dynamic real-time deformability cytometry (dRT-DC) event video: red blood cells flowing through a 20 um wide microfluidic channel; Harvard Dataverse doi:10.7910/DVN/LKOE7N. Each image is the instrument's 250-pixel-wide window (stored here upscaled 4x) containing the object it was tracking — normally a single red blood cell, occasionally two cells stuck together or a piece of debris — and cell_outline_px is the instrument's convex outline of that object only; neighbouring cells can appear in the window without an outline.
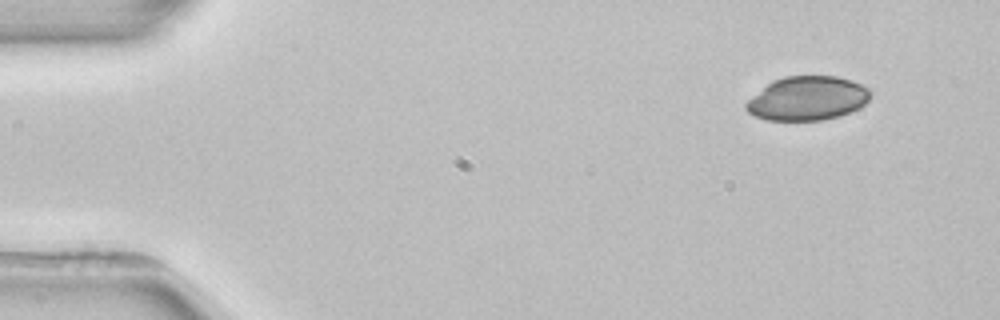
{"species": "common noctule bat (a hibernating species)", "species_latin": "Nyctalus noctula", "temperature_condition": "room temperature", "stored_images_in_passage": 2, "camera_frame_rate_fps": 3000, "um_per_image_px": 0.085, "animal": {"sex": "female", "body_mass_g": 22.7, "forearm_length_mm": 54.2}, "frame": {"image": 1, "passage_image": 1, "time_ms": 0.0, "image_size_px": [1000, 320], "cell_outline_px": [[872, 96], [860, 108], [840, 116], [824, 120], [764, 120], [748, 112], [744, 108], [744, 104], [748, 100], [772, 80], [784, 76], [836, 76], [852, 80], [868, 88], [872, 92]], "centroid_in_image_um": [68.65, 8.36], "position_along_channel_um": 16.4, "area_um2": 32.08}}